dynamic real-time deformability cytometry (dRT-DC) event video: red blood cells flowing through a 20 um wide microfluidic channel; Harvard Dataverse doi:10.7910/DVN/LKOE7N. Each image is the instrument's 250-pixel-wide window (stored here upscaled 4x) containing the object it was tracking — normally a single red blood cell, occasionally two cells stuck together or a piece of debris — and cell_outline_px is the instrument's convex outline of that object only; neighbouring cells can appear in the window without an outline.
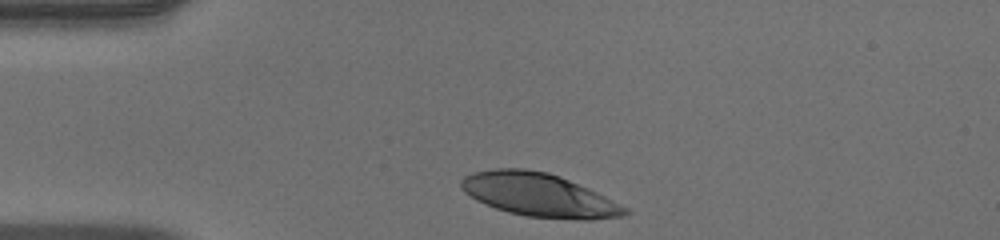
{"species": "human", "species_latin": "Homo sapiens", "temperature_condition": "warm", "stored_images_in_passage": 31, "camera_frame_rate_fps": 3000, "um_per_image_px": 0.085, "donor": {"sex": "male"}, "frame": {"image": 1, "passage_image": 1, "time_ms": 0.0, "image_size_px": [1000, 240], "cell_outline_px": [[628, 212], [624, 216], [592, 220], [580, 220], [524, 216], [508, 212], [484, 204], [476, 200], [464, 192], [460, 184], [460, 180], [464, 176], [472, 172], [496, 168], [524, 168], [548, 172], [560, 176], [588, 188], [628, 208]], "centroid_in_image_um": [45.79, 16.57], "position_along_channel_um": 39.2, "area_um2": 41.5}}
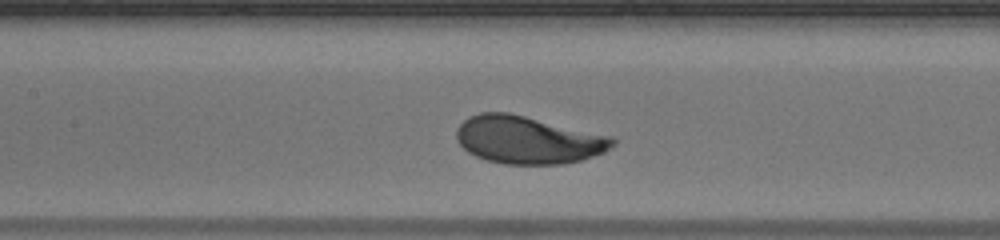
{"frame": {"image": 2, "passage_image": 13, "time_ms": 4.0, "image_size_px": [1000, 240], "cell_outline_px": [[616, 144], [604, 152], [584, 160], [564, 164], [504, 164], [488, 160], [476, 156], [468, 152], [460, 144], [456, 136], [456, 132], [460, 124], [468, 116], [480, 112], [508, 112], [612, 136], [616, 140]], "centroid_in_image_um": [44.9, 11.89], "position_along_channel_um": 162.5, "area_um2": 43.47}}
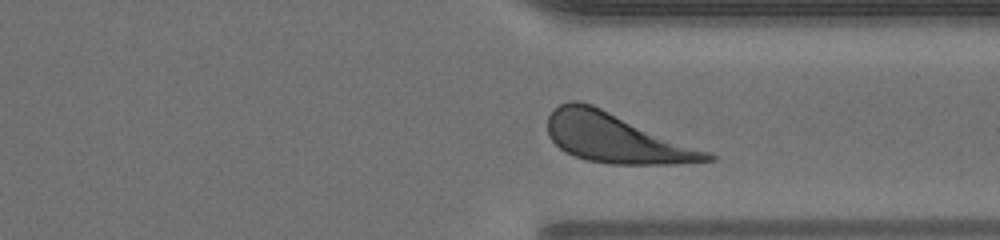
{"frame": {"image": 3, "passage_image": 28, "time_ms": 9.0, "image_size_px": [1000, 240], "cell_outline_px": [[716, 160], [672, 164], [608, 164], [588, 160], [576, 156], [560, 148], [548, 136], [548, 116], [560, 104], [572, 100], [580, 100], [592, 104], [708, 152], [716, 156]], "centroid_in_image_um": [52.33, 11.73], "position_along_channel_um": 359.1, "area_um2": 45.14}, "authors_computed_cell_mechanics": {"area_um2": 42.8298, "velocity_mm_per_s": 3.9228, "shape_relaxation_time_tau1_ms": 1.6205, "shape_relaxation_time_tau2_ms": null, "deformation_change_tau1": 0.1424, "deformation_change_tau2": null}}